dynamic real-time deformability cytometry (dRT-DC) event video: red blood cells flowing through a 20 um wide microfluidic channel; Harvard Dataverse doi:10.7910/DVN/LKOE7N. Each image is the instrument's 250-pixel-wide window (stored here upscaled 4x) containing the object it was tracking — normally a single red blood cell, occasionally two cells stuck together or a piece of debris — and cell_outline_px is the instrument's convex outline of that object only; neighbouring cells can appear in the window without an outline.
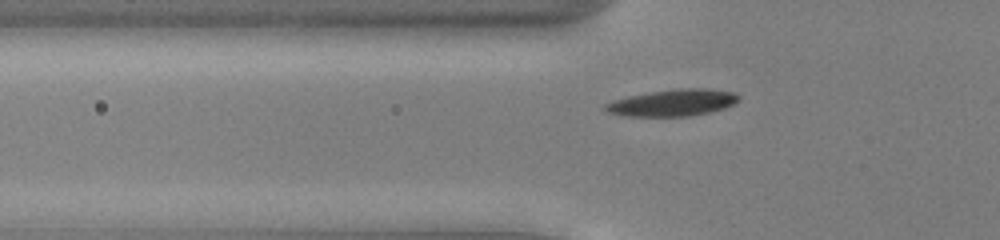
{"species": "common noctule bat (a hibernating species)", "species_latin": "Nyctalus noctula", "temperature_condition": "cold", "stored_images_in_passage": 47, "camera_frame_rate_fps": 3000, "um_per_image_px": 0.085, "animal": {"sex": "male", "body_mass_g": 13.0, "forearm_length_mm": 53.1}, "frame": {"image": 1, "passage_image": 12, "time_ms": 3.667, "image_size_px": [1000, 240], "cell_outline_px": [[740, 100], [724, 108], [708, 112], [688, 116], [624, 116], [608, 112], [600, 108], [604, 104], [612, 100], [628, 96], [676, 88], [708, 88], [736, 92], [740, 96]], "centroid_in_image_um": [57.16, 8.72], "position_along_channel_um": 68.6, "area_um2": 20.92}}
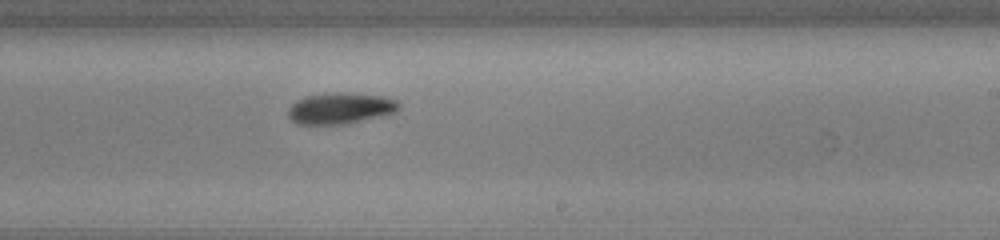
{"frame": {"image": 2, "passage_image": 27, "time_ms": 8.667, "image_size_px": [1000, 240], "cell_outline_px": [[400, 108], [396, 112], [384, 116], [348, 124], [296, 124], [288, 116], [288, 108], [296, 100], [304, 96], [336, 92], [344, 92], [380, 96], [396, 100], [400, 104]], "centroid_in_image_um": [28.94, 9.21], "position_along_channel_um": 260.1, "area_um2": 20.35}}
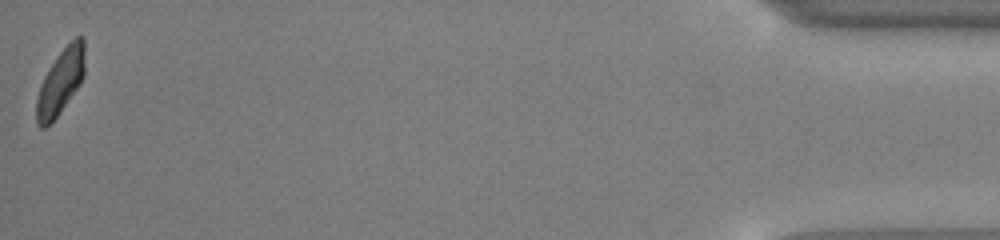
{"frame": {"image": 3, "passage_image": 47, "time_ms": 15.333, "image_size_px": [1000, 240], "cell_outline_px": [[84, 76], [80, 84], [60, 112], [44, 128], [40, 128], [36, 124], [36, 100], [44, 76], [56, 56], [76, 36], [84, 36]], "centroid_in_image_um": [5.15, 6.94], "position_along_channel_um": 430.1, "area_um2": 18.15}, "authors_computed_cell_mechanics": {"area_um2": 19.1896, "velocity_mm_per_s": 3.8633, "shape_relaxation_time_tau1_ms": 1.8687, "shape_relaxation_time_tau2_ms": null, "deformation_change_tau1": 0.1123, "deformation_change_tau2": null}}